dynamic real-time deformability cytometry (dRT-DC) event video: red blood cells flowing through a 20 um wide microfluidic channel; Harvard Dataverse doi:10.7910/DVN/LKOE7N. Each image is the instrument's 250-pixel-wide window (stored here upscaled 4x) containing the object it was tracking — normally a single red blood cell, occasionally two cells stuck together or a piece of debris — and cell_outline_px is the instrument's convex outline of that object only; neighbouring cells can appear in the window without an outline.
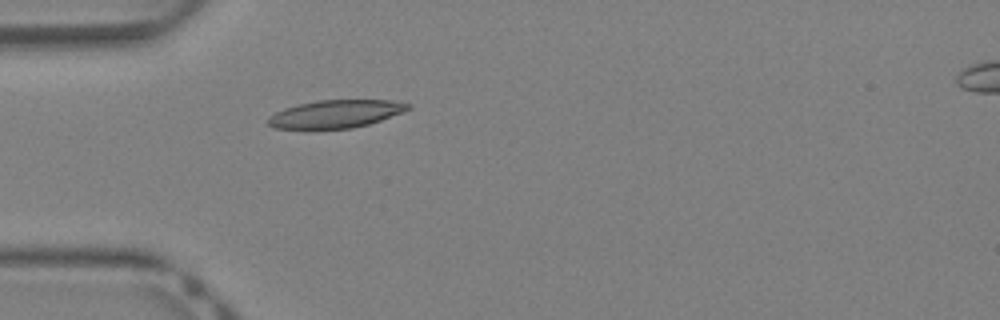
{"species": "Egyptian fruit bat (a non-hibernating species)", "species_latin": "Rousettus aegyptiacus", "temperature_condition": "warm", "stored_images_in_passage": 29, "camera_frame_rate_fps": 3000, "um_per_image_px": 0.085, "animal": {"sex": "female"}, "frame": {"image": 1, "passage_image": 1, "time_ms": 0.0, "image_size_px": [1000, 320], "cell_outline_px": [[412, 108], [404, 112], [368, 124], [352, 128], [272, 128], [268, 124], [268, 120], [276, 112], [284, 108], [300, 104], [320, 100], [388, 100], [412, 104]], "centroid_in_image_um": [28.59, 9.67], "position_along_channel_um": 56.4, "area_um2": 22.37}}
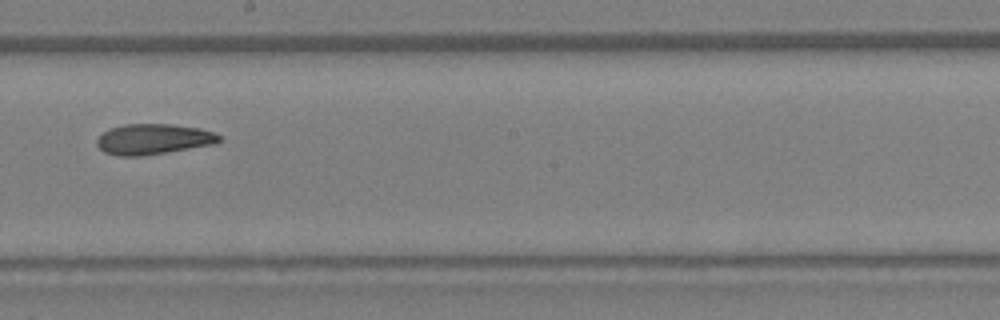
{"frame": {"image": 2, "passage_image": 12, "time_ms": 3.667, "image_size_px": [1000, 320], "cell_outline_px": [[224, 140], [216, 144], [140, 156], [116, 156], [104, 152], [96, 144], [96, 140], [108, 128], [124, 124], [172, 124], [200, 128], [212, 132], [220, 136]], "centroid_in_image_um": [13.04, 11.82], "position_along_channel_um": 235.2, "area_um2": 21.85}}
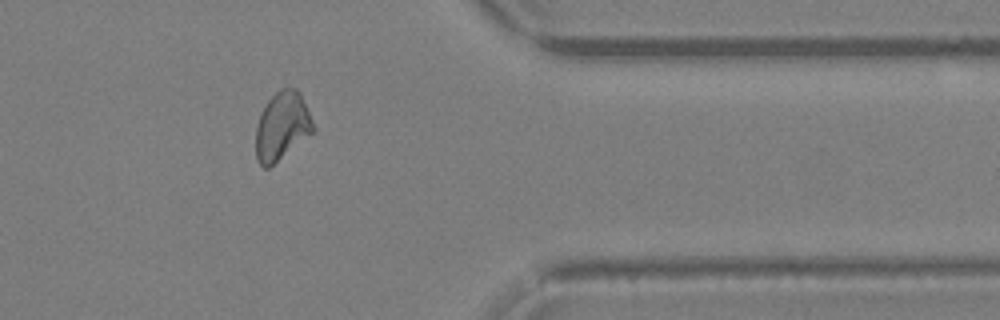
{"frame": {"image": 3, "passage_image": 22, "time_ms": 7.0, "image_size_px": [1000, 320], "cell_outline_px": [[316, 128], [312, 132], [268, 168], [264, 168], [256, 160], [256, 128], [260, 116], [268, 100], [280, 88], [296, 88], [300, 92]], "centroid_in_image_um": [23.97, 10.7], "position_along_channel_um": 387.4, "area_um2": 22.37}}